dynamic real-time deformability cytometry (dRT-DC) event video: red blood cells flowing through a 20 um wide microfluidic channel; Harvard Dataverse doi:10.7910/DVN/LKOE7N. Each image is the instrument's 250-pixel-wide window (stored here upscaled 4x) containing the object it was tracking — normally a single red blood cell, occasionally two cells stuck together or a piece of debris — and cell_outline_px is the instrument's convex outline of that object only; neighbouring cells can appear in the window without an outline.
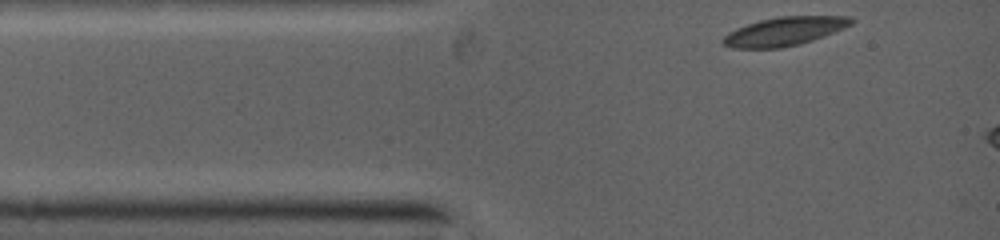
{"species": "common noctule bat (a hibernating species)", "species_latin": "Nyctalus noctula", "temperature_condition": "warm", "stored_images_in_passage": 22, "camera_frame_rate_fps": 5000, "um_per_image_px": 0.085, "animal": {"sex": "female", "body_mass_g": 19.0, "forearm_length_mm": 53.3}, "frame": {"image": 1, "passage_image": 1, "time_ms": 0.0, "image_size_px": [1000, 240], "cell_outline_px": [[852, 24], [812, 40], [780, 48], [732, 48], [724, 44], [724, 36], [736, 28], [760, 20], [776, 16], [848, 16], [852, 20]], "centroid_in_image_um": [66.64, 2.65], "position_along_channel_um": 18.4, "area_um2": 20.87}}
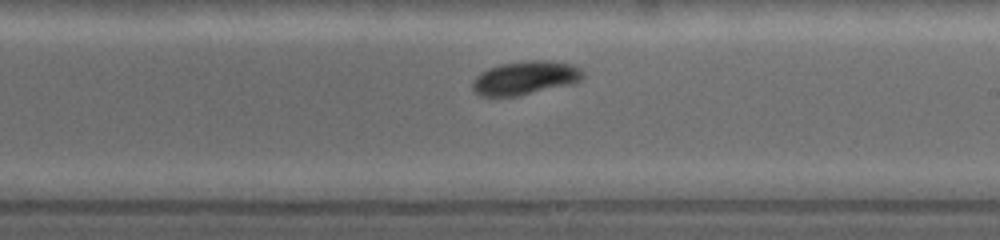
{"frame": {"image": 2, "passage_image": 13, "time_ms": 5.8, "image_size_px": [1000, 240], "cell_outline_px": [[584, 76], [580, 80], [568, 84], [516, 96], [480, 96], [472, 88], [472, 80], [480, 72], [500, 64], [528, 60], [544, 60], [572, 64]], "centroid_in_image_um": [44.56, 6.61], "position_along_channel_um": 244.4, "area_um2": 21.15}}
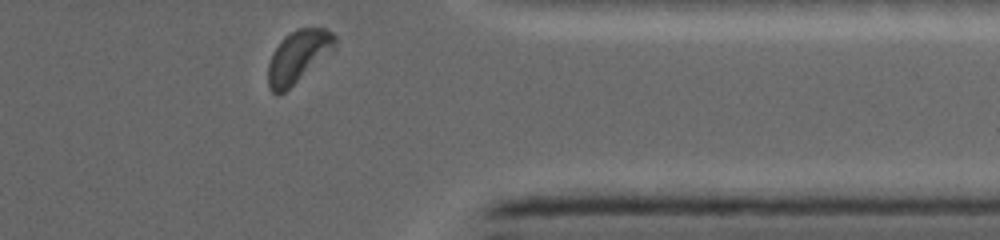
{"frame": {"image": 3, "passage_image": 22, "time_ms": 9.2, "image_size_px": [1000, 240], "cell_outline_px": [[336, 44], [284, 92], [276, 96], [268, 88], [268, 64], [272, 52], [296, 28], [328, 28], [336, 36]], "centroid_in_image_um": [25.29, 4.8], "position_along_channel_um": 386.1, "area_um2": 19.36}}